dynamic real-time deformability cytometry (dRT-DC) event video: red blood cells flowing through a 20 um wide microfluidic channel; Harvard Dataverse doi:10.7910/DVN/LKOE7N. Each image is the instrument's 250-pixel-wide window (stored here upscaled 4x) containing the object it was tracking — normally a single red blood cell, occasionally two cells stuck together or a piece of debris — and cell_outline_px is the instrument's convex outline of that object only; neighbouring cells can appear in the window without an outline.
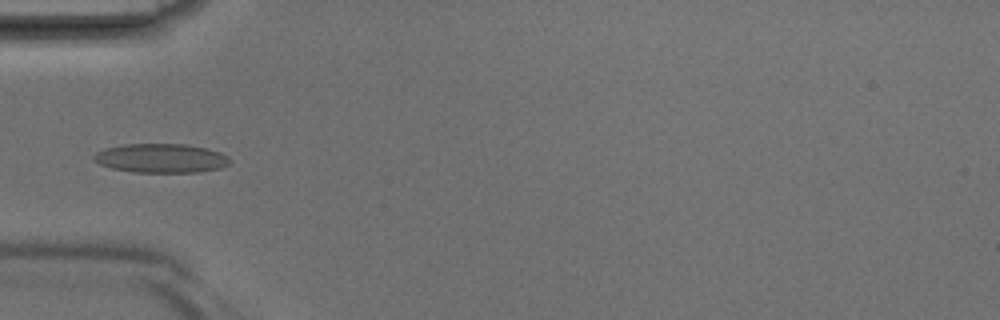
{"species": "Egyptian fruit bat (a non-hibernating species)", "species_latin": "Rousettus aegyptiacus", "temperature_condition": "room temperature", "stored_images_in_passage": 40, "camera_frame_rate_fps": 3000, "um_per_image_px": 0.085, "animal": {"sex": "male"}, "frame": {"image": 1, "passage_image": 13, "time_ms": 4.0, "image_size_px": [1000, 320], "cell_outline_px": [[232, 160], [228, 164], [220, 168], [200, 172], [132, 172], [112, 168], [100, 164], [92, 156], [96, 152], [108, 148], [124, 144], [184, 144], [204, 148], [220, 152], [228, 156]], "centroid_in_image_um": [13.72, 13.45], "position_along_channel_um": 71.3, "area_um2": 22.89}}
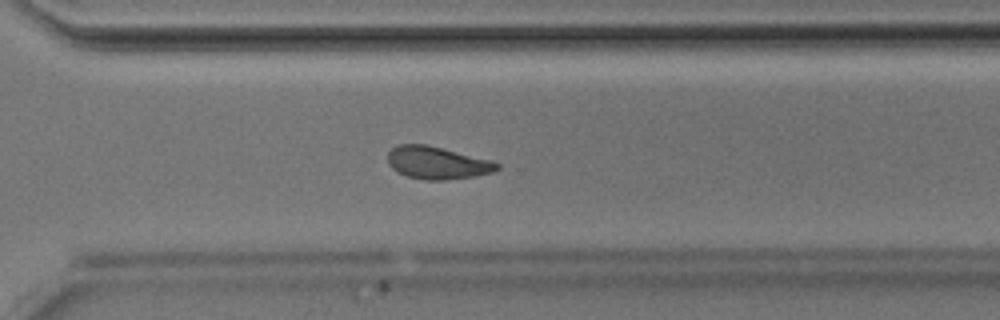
{"frame": {"image": 2, "passage_image": 29, "time_ms": 9.333, "image_size_px": [1000, 320], "cell_outline_px": [[500, 168], [492, 172], [472, 176], [444, 180], [424, 180], [408, 176], [396, 172], [388, 164], [388, 152], [392, 148], [400, 144], [424, 144], [492, 160], [500, 164]], "centroid_in_image_um": [37.14, 13.84], "position_along_channel_um": 333.5, "area_um2": 20.58}}
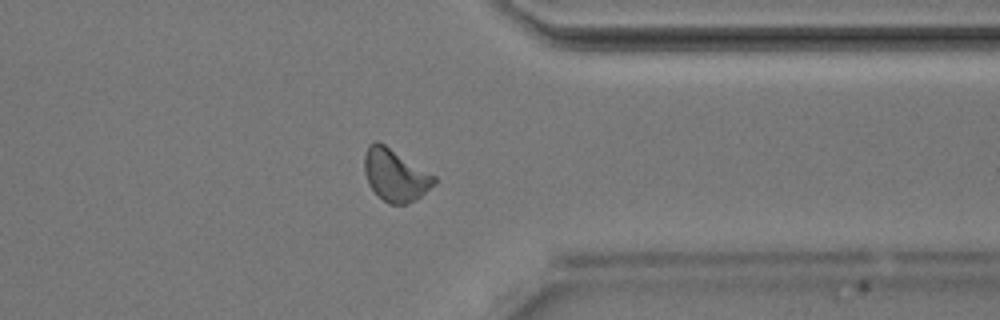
{"frame": {"image": 3, "passage_image": 32, "time_ms": 10.333, "image_size_px": [1000, 320], "cell_outline_px": [[436, 184], [416, 200], [404, 204], [388, 204], [368, 184], [364, 172], [364, 156], [368, 144], [376, 140], [384, 144], [436, 176]], "centroid_in_image_um": [33.6, 14.88], "position_along_channel_um": 377.8, "area_um2": 21.15}}